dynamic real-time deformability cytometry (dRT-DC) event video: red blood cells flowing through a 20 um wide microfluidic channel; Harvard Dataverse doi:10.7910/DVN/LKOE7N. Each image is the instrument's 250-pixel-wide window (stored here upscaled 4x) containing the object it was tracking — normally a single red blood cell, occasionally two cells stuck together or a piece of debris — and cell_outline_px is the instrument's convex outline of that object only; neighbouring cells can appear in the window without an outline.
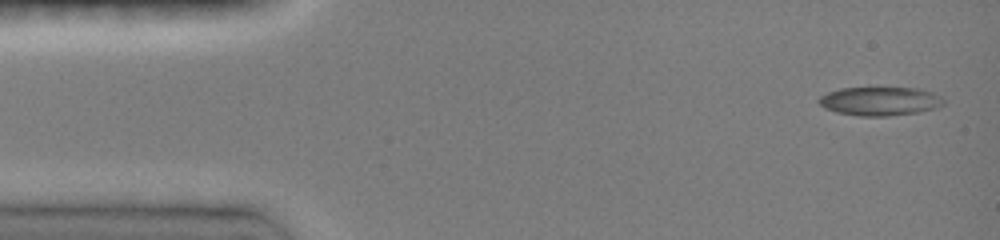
{"species": "common noctule bat (a hibernating species)", "species_latin": "Nyctalus noctula", "temperature_condition": "room temperature", "stored_images_in_passage": 8, "camera_frame_rate_fps": 3000, "um_per_image_px": 0.085, "animal": {"sex": "female", "body_mass_g": 19.0, "forearm_length_mm": 51.5}, "frame": {"image": 1, "passage_image": 1, "time_ms": 0.0, "image_size_px": [1000, 240], "cell_outline_px": [[944, 104], [936, 108], [920, 112], [888, 116], [860, 116], [836, 112], [824, 108], [816, 100], [820, 96], [828, 92], [840, 88], [920, 88], [932, 92], [940, 96], [944, 100]], "centroid_in_image_um": [74.79, 8.6], "position_along_channel_um": 10.2, "area_um2": 20.98}}
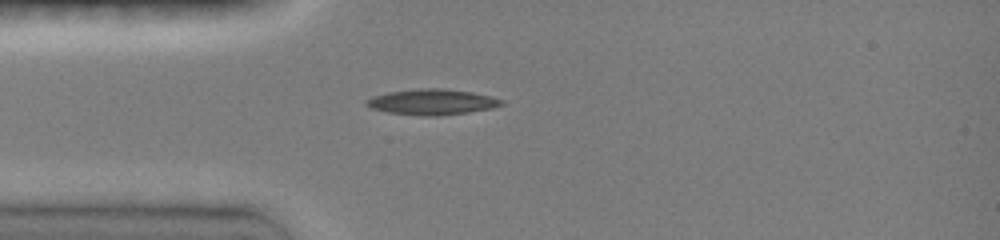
{"frame": {"image": 2, "passage_image": 6, "time_ms": 1.667, "image_size_px": [1000, 240], "cell_outline_px": [[504, 104], [492, 108], [468, 112], [436, 116], [424, 116], [388, 112], [372, 108], [364, 104], [364, 100], [372, 96], [388, 92], [420, 88], [440, 88], [472, 92], [492, 96], [504, 100]], "centroid_in_image_um": [36.72, 8.66], "position_along_channel_um": 48.3, "area_um2": 20.23}}